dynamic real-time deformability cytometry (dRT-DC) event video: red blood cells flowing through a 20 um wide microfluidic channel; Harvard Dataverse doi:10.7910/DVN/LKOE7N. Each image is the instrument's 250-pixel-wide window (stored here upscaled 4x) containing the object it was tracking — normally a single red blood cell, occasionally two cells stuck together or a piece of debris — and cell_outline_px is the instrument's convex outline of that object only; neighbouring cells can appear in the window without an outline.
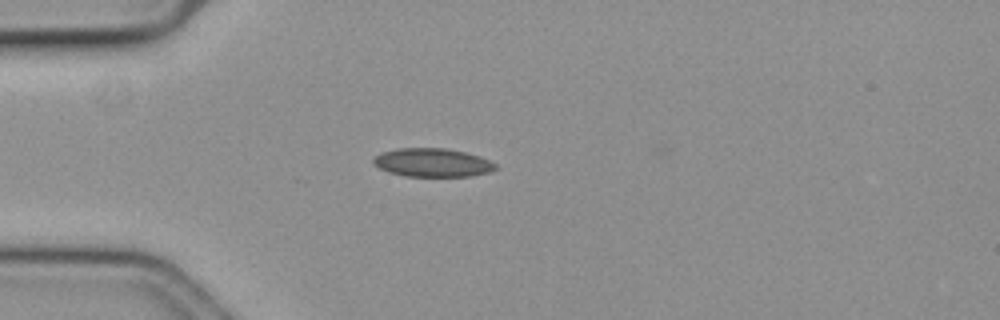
{"species": "common noctule bat (a hibernating species)", "species_latin": "Nyctalus noctula", "temperature_condition": "cold", "stored_images_in_passage": 42, "camera_frame_rate_fps": 3000, "um_per_image_px": 0.085, "animal": {"sex": "female", "body_mass_g": 19.3, "forearm_length_mm": 54.1}, "frame": {"image": 1, "passage_image": 1, "time_ms": 0.0, "image_size_px": [1000, 320], "cell_outline_px": [[496, 168], [488, 172], [472, 176], [404, 176], [388, 172], [372, 164], [372, 160], [376, 156], [384, 152], [396, 148], [444, 148], [464, 152], [480, 156], [496, 164]], "centroid_in_image_um": [36.74, 13.82], "position_along_channel_um": 48.3, "area_um2": 20.17}}
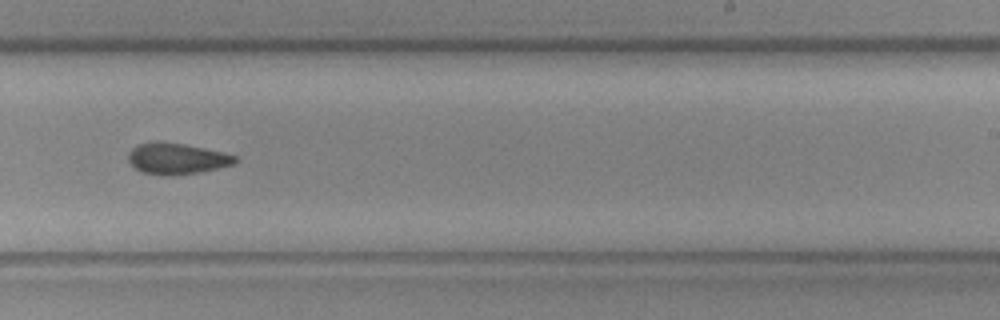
{"frame": {"image": 2, "passage_image": 21, "time_ms": 6.667, "image_size_px": [1000, 320], "cell_outline_px": [[240, 160], [232, 164], [200, 172], [172, 176], [160, 176], [140, 172], [128, 160], [128, 156], [132, 148], [140, 144], [184, 144], [204, 148], [236, 156]], "centroid_in_image_um": [15.04, 13.54], "position_along_channel_um": 274.0, "area_um2": 18.79}}
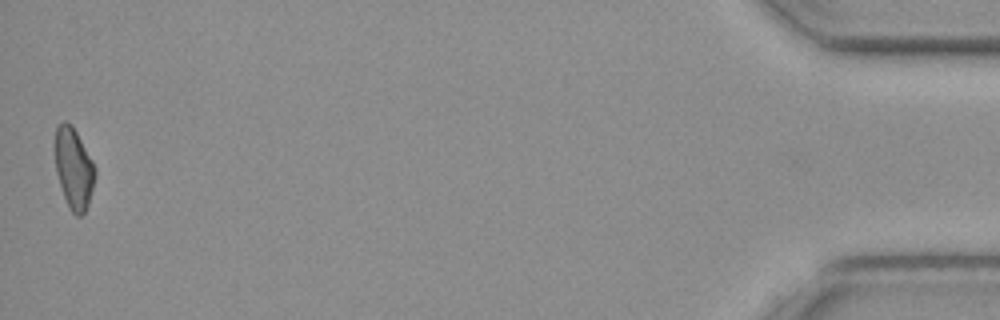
{"frame": {"image": 3, "passage_image": 42, "time_ms": 13.667, "image_size_px": [1000, 320], "cell_outline_px": [[96, 176], [88, 204], [84, 212], [80, 216], [76, 216], [68, 208], [56, 172], [52, 144], [56, 128], [64, 120], [72, 124], [92, 160], [96, 168]], "centroid_in_image_um": [6.23, 14.27], "position_along_channel_um": 429.0, "area_um2": 19.31}, "authors_computed_cell_mechanics": {"area_um2": 19.652, "velocity_mm_per_s": 3.6265, "shape_relaxation_time_tau1_ms": null, "shape_relaxation_time_tau2_ms": 6.3514, "deformation_change_tau1": null, "deformation_change_tau2": 0.1054}}